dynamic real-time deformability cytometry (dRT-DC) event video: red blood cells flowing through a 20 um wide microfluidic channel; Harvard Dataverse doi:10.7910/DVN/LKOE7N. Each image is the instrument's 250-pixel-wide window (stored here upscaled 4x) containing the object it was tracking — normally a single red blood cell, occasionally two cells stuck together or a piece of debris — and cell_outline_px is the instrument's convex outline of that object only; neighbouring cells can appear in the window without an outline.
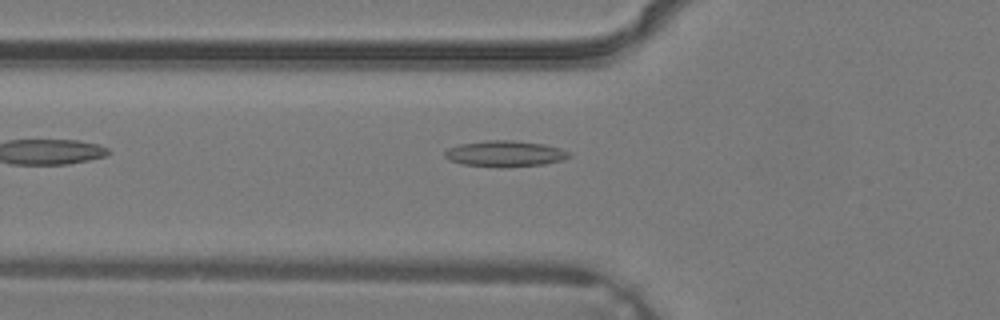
{"species": "common noctule bat (a hibernating species)", "species_latin": "Nyctalus noctula", "temperature_condition": "warm", "stored_images_in_passage": 3, "camera_frame_rate_fps": 3000, "um_per_image_px": 0.085, "animal": {"sex": "male", "body_mass_g": 19.2, "forearm_length_mm": 51.8}, "frame": {"image": 1, "passage_image": 3, "time_ms": 0.667, "image_size_px": [1000, 320], "cell_outline_px": [[572, 156], [564, 160], [544, 164], [504, 168], [500, 168], [464, 164], [448, 160], [444, 156], [444, 152], [448, 148], [460, 144], [488, 140], [512, 140], [544, 144], [560, 148], [568, 152]], "centroid_in_image_um": [42.93, 13.07], "position_along_channel_um": 82.9, "area_um2": 19.02}}